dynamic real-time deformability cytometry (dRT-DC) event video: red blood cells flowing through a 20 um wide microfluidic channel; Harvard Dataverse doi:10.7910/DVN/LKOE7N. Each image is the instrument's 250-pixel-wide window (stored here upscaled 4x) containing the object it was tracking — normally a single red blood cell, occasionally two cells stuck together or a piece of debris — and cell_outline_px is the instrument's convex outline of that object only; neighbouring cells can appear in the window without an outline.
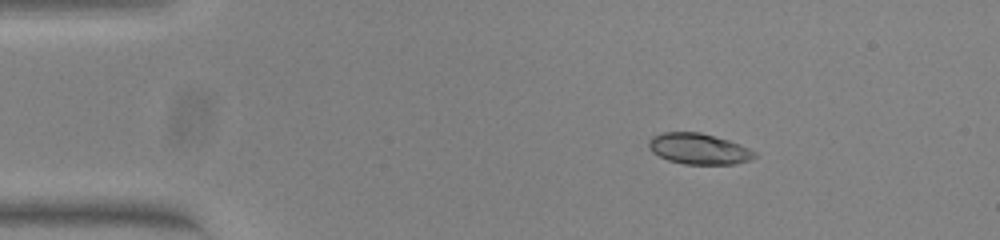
{"species": "common noctule bat (a hibernating species)", "species_latin": "Nyctalus noctula", "temperature_condition": "warm", "stored_images_in_passage": 46, "camera_frame_rate_fps": 3000, "um_per_image_px": 0.085, "animal": {"sex": "female", "body_mass_g": 23.0, "forearm_length_mm": 53.4}, "frame": {"image": 1, "passage_image": 1, "time_ms": 0.0, "image_size_px": [1000, 240], "cell_outline_px": [[756, 156], [752, 160], [736, 164], [684, 164], [668, 160], [652, 152], [648, 148], [648, 140], [652, 136], [664, 132], [700, 132], [728, 140], [740, 144], [756, 152]], "centroid_in_image_um": [59.39, 12.65], "position_along_channel_um": 25.6, "area_um2": 19.13}}
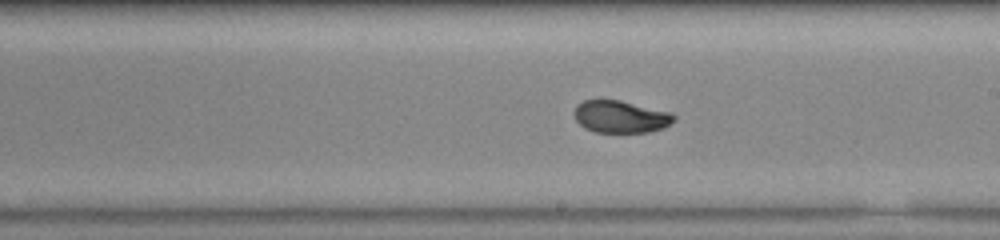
{"frame": {"image": 2, "passage_image": 23, "time_ms": 7.333, "image_size_px": [1000, 240], "cell_outline_px": [[676, 120], [664, 128], [648, 132], [596, 132], [584, 128], [576, 120], [576, 104], [584, 100], [620, 100], [672, 112], [676, 116]], "centroid_in_image_um": [52.81, 9.92], "position_along_channel_um": 236.2, "area_um2": 18.79}}
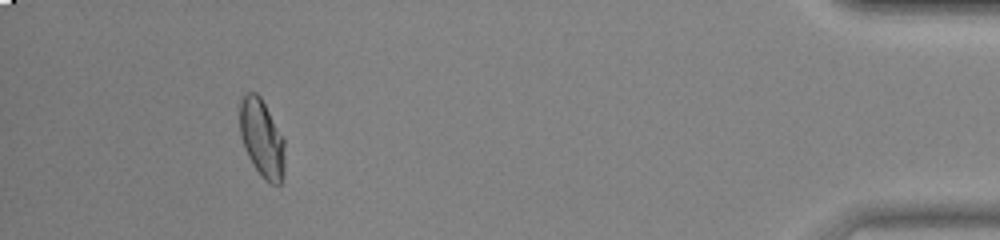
{"frame": {"image": 3, "passage_image": 42, "time_ms": 13.667, "image_size_px": [1000, 240], "cell_outline_px": [[284, 176], [280, 184], [272, 184], [264, 180], [260, 176], [252, 164], [244, 148], [240, 136], [240, 100], [248, 92], [256, 92], [260, 96], [284, 140]], "centroid_in_image_um": [22.25, 11.8], "position_along_channel_um": 413.0, "area_um2": 20.4}, "authors_computed_cell_mechanics": {"area_um2": 19.6231, "velocity_mm_per_s": 3.8196, "shape_relaxation_time_tau1_ms": 5.3923, "shape_relaxation_time_tau2_ms": 0.8144, "deformation_change_tau1": 0.1771, "deformation_change_tau2": 0.0323}}